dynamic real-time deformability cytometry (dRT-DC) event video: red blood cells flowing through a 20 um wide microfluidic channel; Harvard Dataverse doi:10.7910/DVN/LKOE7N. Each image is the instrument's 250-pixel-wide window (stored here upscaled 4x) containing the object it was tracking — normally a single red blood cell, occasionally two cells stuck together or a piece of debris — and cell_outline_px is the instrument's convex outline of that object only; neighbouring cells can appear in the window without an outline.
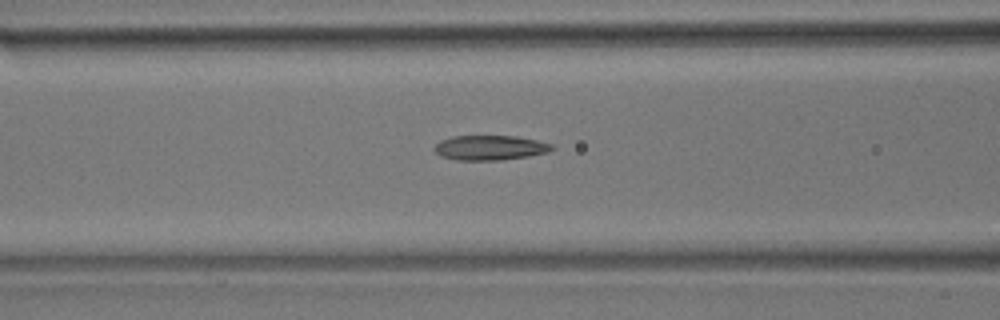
{"species": "common noctule bat (a hibernating species)", "species_latin": "Nyctalus noctula", "temperature_condition": "room temperature", "stored_images_in_passage": 27, "camera_frame_rate_fps": 3000, "um_per_image_px": 0.085, "animal": {"sex": "male", "body_mass_g": 17.9}, "frame": {"image": 1, "passage_image": 6, "time_ms": 1.667, "image_size_px": [1000, 320], "cell_outline_px": [[556, 148], [548, 152], [528, 156], [500, 160], [456, 160], [440, 156], [432, 148], [440, 140], [452, 136], [516, 136], [536, 140], [552, 144]], "centroid_in_image_um": [41.63, 12.55], "position_along_channel_um": 125.0, "area_um2": 17.05}}
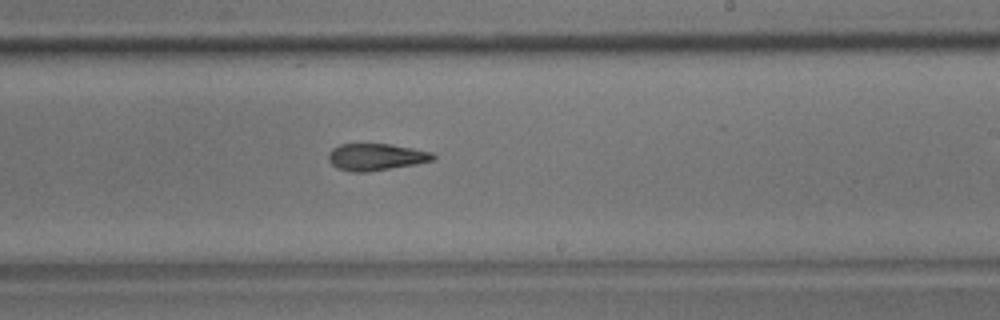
{"frame": {"image": 2, "passage_image": 16, "time_ms": 5.0, "image_size_px": [1000, 320], "cell_outline_px": [[436, 160], [416, 164], [368, 172], [348, 172], [336, 168], [328, 160], [328, 152], [332, 148], [340, 144], [392, 144], [432, 152], [436, 156]], "centroid_in_image_um": [31.95, 13.35], "position_along_channel_um": 257.0, "area_um2": 16.65}}
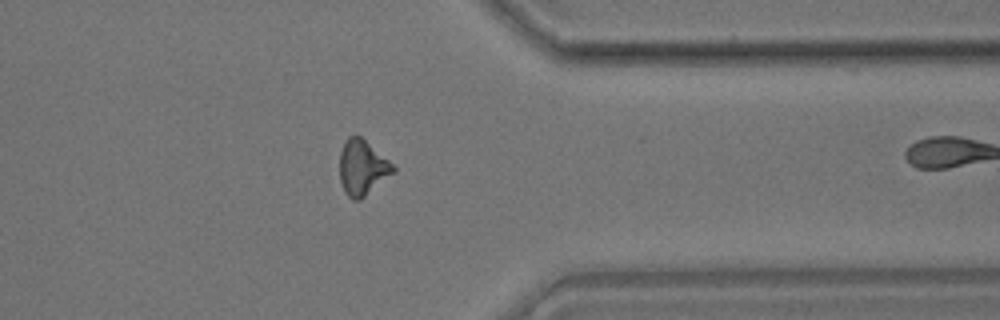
{"frame": {"image": 3, "passage_image": 26, "time_ms": 8.333, "image_size_px": [1000, 320], "cell_outline_px": [[396, 172], [360, 200], [352, 200], [344, 192], [340, 180], [340, 152], [348, 136], [360, 136], [388, 160], [396, 168]], "centroid_in_image_um": [30.8, 14.28], "position_along_channel_um": 380.6, "area_um2": 17.11}}